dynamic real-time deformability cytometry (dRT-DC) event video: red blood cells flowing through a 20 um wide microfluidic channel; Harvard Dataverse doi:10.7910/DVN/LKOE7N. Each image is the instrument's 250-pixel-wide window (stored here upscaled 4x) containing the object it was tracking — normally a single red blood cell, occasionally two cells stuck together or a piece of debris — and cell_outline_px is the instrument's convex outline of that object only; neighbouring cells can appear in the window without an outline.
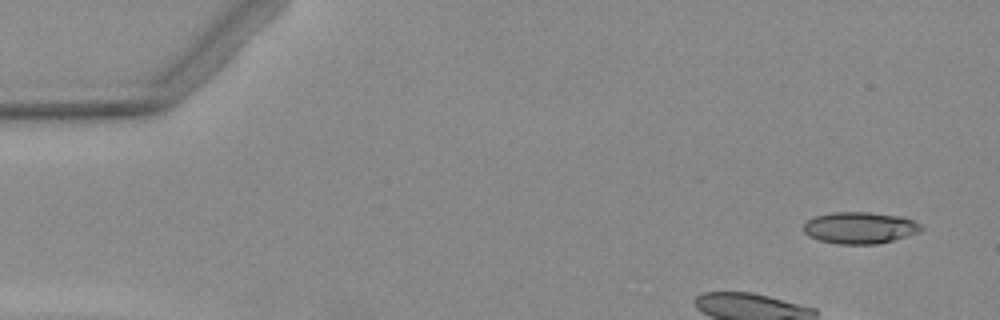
{"species": "Egyptian fruit bat (a non-hibernating species)", "species_latin": "Rousettus aegyptiacus", "temperature_condition": "warm", "stored_images_in_passage": 5, "camera_frame_rate_fps": 3000, "um_per_image_px": 0.085, "animal": {"sex": "female"}, "frame": {"image": 1, "passage_image": 1, "time_ms": 0.0, "image_size_px": [1000, 320], "cell_outline_px": [[924, 228], [920, 232], [908, 236], [876, 244], [836, 244], [820, 240], [808, 236], [804, 232], [804, 224], [808, 220], [816, 216], [832, 212], [868, 212], [900, 216], [912, 220], [920, 224]], "centroid_in_image_um": [73.09, 19.36], "position_along_channel_um": 11.9, "area_um2": 21.68}}